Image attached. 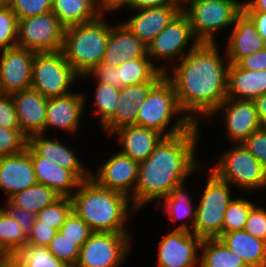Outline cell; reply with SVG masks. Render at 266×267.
<instances>
[{
    "mask_svg": "<svg viewBox=\"0 0 266 267\" xmlns=\"http://www.w3.org/2000/svg\"><path fill=\"white\" fill-rule=\"evenodd\" d=\"M132 0H96V9L100 16L105 11H114L122 6H126L131 10Z\"/></svg>",
    "mask_w": 266,
    "mask_h": 267,
    "instance_id": "obj_51",
    "label": "cell"
},
{
    "mask_svg": "<svg viewBox=\"0 0 266 267\" xmlns=\"http://www.w3.org/2000/svg\"><path fill=\"white\" fill-rule=\"evenodd\" d=\"M181 11V5L141 9L123 24L148 45Z\"/></svg>",
    "mask_w": 266,
    "mask_h": 267,
    "instance_id": "obj_19",
    "label": "cell"
},
{
    "mask_svg": "<svg viewBox=\"0 0 266 267\" xmlns=\"http://www.w3.org/2000/svg\"><path fill=\"white\" fill-rule=\"evenodd\" d=\"M8 3V0H0V6L5 5Z\"/></svg>",
    "mask_w": 266,
    "mask_h": 267,
    "instance_id": "obj_58",
    "label": "cell"
},
{
    "mask_svg": "<svg viewBox=\"0 0 266 267\" xmlns=\"http://www.w3.org/2000/svg\"><path fill=\"white\" fill-rule=\"evenodd\" d=\"M18 19L11 8L0 6V50L17 46Z\"/></svg>",
    "mask_w": 266,
    "mask_h": 267,
    "instance_id": "obj_40",
    "label": "cell"
},
{
    "mask_svg": "<svg viewBox=\"0 0 266 267\" xmlns=\"http://www.w3.org/2000/svg\"><path fill=\"white\" fill-rule=\"evenodd\" d=\"M166 5H180L175 0H132L131 10L163 7Z\"/></svg>",
    "mask_w": 266,
    "mask_h": 267,
    "instance_id": "obj_52",
    "label": "cell"
},
{
    "mask_svg": "<svg viewBox=\"0 0 266 267\" xmlns=\"http://www.w3.org/2000/svg\"><path fill=\"white\" fill-rule=\"evenodd\" d=\"M83 95L82 93L71 92L65 96L48 98L44 132L48 127H55L76 133L85 105Z\"/></svg>",
    "mask_w": 266,
    "mask_h": 267,
    "instance_id": "obj_21",
    "label": "cell"
},
{
    "mask_svg": "<svg viewBox=\"0 0 266 267\" xmlns=\"http://www.w3.org/2000/svg\"><path fill=\"white\" fill-rule=\"evenodd\" d=\"M185 189V184L176 186L168 196L164 197L165 213H168L171 220H183L182 218H190L192 226L196 221V208L193 209L191 199Z\"/></svg>",
    "mask_w": 266,
    "mask_h": 267,
    "instance_id": "obj_34",
    "label": "cell"
},
{
    "mask_svg": "<svg viewBox=\"0 0 266 267\" xmlns=\"http://www.w3.org/2000/svg\"><path fill=\"white\" fill-rule=\"evenodd\" d=\"M198 126L193 124L187 131L163 137L149 157L139 163L133 193L135 211L148 202L168 196L198 169L195 159Z\"/></svg>",
    "mask_w": 266,
    "mask_h": 267,
    "instance_id": "obj_2",
    "label": "cell"
},
{
    "mask_svg": "<svg viewBox=\"0 0 266 267\" xmlns=\"http://www.w3.org/2000/svg\"><path fill=\"white\" fill-rule=\"evenodd\" d=\"M263 50H266V39H263Z\"/></svg>",
    "mask_w": 266,
    "mask_h": 267,
    "instance_id": "obj_59",
    "label": "cell"
},
{
    "mask_svg": "<svg viewBox=\"0 0 266 267\" xmlns=\"http://www.w3.org/2000/svg\"><path fill=\"white\" fill-rule=\"evenodd\" d=\"M224 108V119L230 140L242 143L254 131L261 128L253 100L226 98L209 117Z\"/></svg>",
    "mask_w": 266,
    "mask_h": 267,
    "instance_id": "obj_18",
    "label": "cell"
},
{
    "mask_svg": "<svg viewBox=\"0 0 266 267\" xmlns=\"http://www.w3.org/2000/svg\"><path fill=\"white\" fill-rule=\"evenodd\" d=\"M94 103L96 113L100 115L101 124L104 125L115 113L119 88L110 84L97 82Z\"/></svg>",
    "mask_w": 266,
    "mask_h": 267,
    "instance_id": "obj_37",
    "label": "cell"
},
{
    "mask_svg": "<svg viewBox=\"0 0 266 267\" xmlns=\"http://www.w3.org/2000/svg\"><path fill=\"white\" fill-rule=\"evenodd\" d=\"M237 65L243 70L256 71L266 69V50L243 57Z\"/></svg>",
    "mask_w": 266,
    "mask_h": 267,
    "instance_id": "obj_50",
    "label": "cell"
},
{
    "mask_svg": "<svg viewBox=\"0 0 266 267\" xmlns=\"http://www.w3.org/2000/svg\"><path fill=\"white\" fill-rule=\"evenodd\" d=\"M255 206L249 211L244 230L252 236L266 241V209Z\"/></svg>",
    "mask_w": 266,
    "mask_h": 267,
    "instance_id": "obj_45",
    "label": "cell"
},
{
    "mask_svg": "<svg viewBox=\"0 0 266 267\" xmlns=\"http://www.w3.org/2000/svg\"><path fill=\"white\" fill-rule=\"evenodd\" d=\"M72 211V200L70 197H60L54 203L46 206L36 214L35 221H41V224L50 225L57 231L64 224L67 216Z\"/></svg>",
    "mask_w": 266,
    "mask_h": 267,
    "instance_id": "obj_39",
    "label": "cell"
},
{
    "mask_svg": "<svg viewBox=\"0 0 266 267\" xmlns=\"http://www.w3.org/2000/svg\"><path fill=\"white\" fill-rule=\"evenodd\" d=\"M149 58L147 45L139 40L123 23L111 26L103 62L118 67L124 61Z\"/></svg>",
    "mask_w": 266,
    "mask_h": 267,
    "instance_id": "obj_23",
    "label": "cell"
},
{
    "mask_svg": "<svg viewBox=\"0 0 266 267\" xmlns=\"http://www.w3.org/2000/svg\"><path fill=\"white\" fill-rule=\"evenodd\" d=\"M266 93V69L249 71L237 64H230L228 70L227 98L254 100Z\"/></svg>",
    "mask_w": 266,
    "mask_h": 267,
    "instance_id": "obj_27",
    "label": "cell"
},
{
    "mask_svg": "<svg viewBox=\"0 0 266 267\" xmlns=\"http://www.w3.org/2000/svg\"><path fill=\"white\" fill-rule=\"evenodd\" d=\"M22 134L28 139L44 135L48 98L32 88L11 94Z\"/></svg>",
    "mask_w": 266,
    "mask_h": 267,
    "instance_id": "obj_17",
    "label": "cell"
},
{
    "mask_svg": "<svg viewBox=\"0 0 266 267\" xmlns=\"http://www.w3.org/2000/svg\"><path fill=\"white\" fill-rule=\"evenodd\" d=\"M138 167V162L117 152L107 161H104L97 176L91 174V178L99 186L122 193L130 198L131 209L133 208V193L138 179Z\"/></svg>",
    "mask_w": 266,
    "mask_h": 267,
    "instance_id": "obj_15",
    "label": "cell"
},
{
    "mask_svg": "<svg viewBox=\"0 0 266 267\" xmlns=\"http://www.w3.org/2000/svg\"><path fill=\"white\" fill-rule=\"evenodd\" d=\"M243 11H261L266 12V0H251L242 2Z\"/></svg>",
    "mask_w": 266,
    "mask_h": 267,
    "instance_id": "obj_55",
    "label": "cell"
},
{
    "mask_svg": "<svg viewBox=\"0 0 266 267\" xmlns=\"http://www.w3.org/2000/svg\"><path fill=\"white\" fill-rule=\"evenodd\" d=\"M218 239L240 256L248 267H266V241L245 230L223 233Z\"/></svg>",
    "mask_w": 266,
    "mask_h": 267,
    "instance_id": "obj_28",
    "label": "cell"
},
{
    "mask_svg": "<svg viewBox=\"0 0 266 267\" xmlns=\"http://www.w3.org/2000/svg\"><path fill=\"white\" fill-rule=\"evenodd\" d=\"M6 203L7 204L5 209L7 210V212H9L11 216L18 221L21 228L28 235L31 232L32 226L35 223L36 214L29 212L28 210H25L23 208L17 207L16 205H13L9 200H7Z\"/></svg>",
    "mask_w": 266,
    "mask_h": 267,
    "instance_id": "obj_49",
    "label": "cell"
},
{
    "mask_svg": "<svg viewBox=\"0 0 266 267\" xmlns=\"http://www.w3.org/2000/svg\"><path fill=\"white\" fill-rule=\"evenodd\" d=\"M242 144L266 170V129L261 127L254 131Z\"/></svg>",
    "mask_w": 266,
    "mask_h": 267,
    "instance_id": "obj_44",
    "label": "cell"
},
{
    "mask_svg": "<svg viewBox=\"0 0 266 267\" xmlns=\"http://www.w3.org/2000/svg\"><path fill=\"white\" fill-rule=\"evenodd\" d=\"M254 22L258 35L266 39V12L261 11H244Z\"/></svg>",
    "mask_w": 266,
    "mask_h": 267,
    "instance_id": "obj_53",
    "label": "cell"
},
{
    "mask_svg": "<svg viewBox=\"0 0 266 267\" xmlns=\"http://www.w3.org/2000/svg\"><path fill=\"white\" fill-rule=\"evenodd\" d=\"M35 52L19 46L7 48L0 57V92L12 94L31 87Z\"/></svg>",
    "mask_w": 266,
    "mask_h": 267,
    "instance_id": "obj_14",
    "label": "cell"
},
{
    "mask_svg": "<svg viewBox=\"0 0 266 267\" xmlns=\"http://www.w3.org/2000/svg\"><path fill=\"white\" fill-rule=\"evenodd\" d=\"M216 47V42L194 41L180 64L173 67V77L165 72L173 84L180 109L193 124L199 123L198 116H210L227 98L230 63L224 65Z\"/></svg>",
    "mask_w": 266,
    "mask_h": 267,
    "instance_id": "obj_1",
    "label": "cell"
},
{
    "mask_svg": "<svg viewBox=\"0 0 266 267\" xmlns=\"http://www.w3.org/2000/svg\"><path fill=\"white\" fill-rule=\"evenodd\" d=\"M258 119L262 128L266 129V93L260 95L254 100Z\"/></svg>",
    "mask_w": 266,
    "mask_h": 267,
    "instance_id": "obj_54",
    "label": "cell"
},
{
    "mask_svg": "<svg viewBox=\"0 0 266 267\" xmlns=\"http://www.w3.org/2000/svg\"><path fill=\"white\" fill-rule=\"evenodd\" d=\"M90 75L95 76L97 82L110 84L118 88L117 67L112 66L111 64L102 61L89 70L88 73L80 77L85 78Z\"/></svg>",
    "mask_w": 266,
    "mask_h": 267,
    "instance_id": "obj_48",
    "label": "cell"
},
{
    "mask_svg": "<svg viewBox=\"0 0 266 267\" xmlns=\"http://www.w3.org/2000/svg\"><path fill=\"white\" fill-rule=\"evenodd\" d=\"M64 30L52 11L18 19L17 46L35 53L61 51Z\"/></svg>",
    "mask_w": 266,
    "mask_h": 267,
    "instance_id": "obj_10",
    "label": "cell"
},
{
    "mask_svg": "<svg viewBox=\"0 0 266 267\" xmlns=\"http://www.w3.org/2000/svg\"><path fill=\"white\" fill-rule=\"evenodd\" d=\"M218 162L211 172L219 179L247 191L266 187V170L242 143L220 155Z\"/></svg>",
    "mask_w": 266,
    "mask_h": 267,
    "instance_id": "obj_9",
    "label": "cell"
},
{
    "mask_svg": "<svg viewBox=\"0 0 266 267\" xmlns=\"http://www.w3.org/2000/svg\"><path fill=\"white\" fill-rule=\"evenodd\" d=\"M131 239L129 233L93 232L81 246L75 267H119Z\"/></svg>",
    "mask_w": 266,
    "mask_h": 267,
    "instance_id": "obj_11",
    "label": "cell"
},
{
    "mask_svg": "<svg viewBox=\"0 0 266 267\" xmlns=\"http://www.w3.org/2000/svg\"><path fill=\"white\" fill-rule=\"evenodd\" d=\"M0 267H19L12 257H4L0 259Z\"/></svg>",
    "mask_w": 266,
    "mask_h": 267,
    "instance_id": "obj_56",
    "label": "cell"
},
{
    "mask_svg": "<svg viewBox=\"0 0 266 267\" xmlns=\"http://www.w3.org/2000/svg\"><path fill=\"white\" fill-rule=\"evenodd\" d=\"M19 267H71L56 259L48 247L26 245L12 257Z\"/></svg>",
    "mask_w": 266,
    "mask_h": 267,
    "instance_id": "obj_35",
    "label": "cell"
},
{
    "mask_svg": "<svg viewBox=\"0 0 266 267\" xmlns=\"http://www.w3.org/2000/svg\"><path fill=\"white\" fill-rule=\"evenodd\" d=\"M30 156L37 182L48 186L61 197H71V189H77L81 181L70 170L37 156L31 149Z\"/></svg>",
    "mask_w": 266,
    "mask_h": 267,
    "instance_id": "obj_26",
    "label": "cell"
},
{
    "mask_svg": "<svg viewBox=\"0 0 266 267\" xmlns=\"http://www.w3.org/2000/svg\"><path fill=\"white\" fill-rule=\"evenodd\" d=\"M241 11L242 2L237 0H187L182 6L199 43H215L214 33L234 25Z\"/></svg>",
    "mask_w": 266,
    "mask_h": 267,
    "instance_id": "obj_6",
    "label": "cell"
},
{
    "mask_svg": "<svg viewBox=\"0 0 266 267\" xmlns=\"http://www.w3.org/2000/svg\"><path fill=\"white\" fill-rule=\"evenodd\" d=\"M136 125L156 130L164 137L187 131L193 122L187 116H180L170 130L169 122L173 115L182 114L173 84L164 76L148 93L147 98L138 105ZM164 132V133H163Z\"/></svg>",
    "mask_w": 266,
    "mask_h": 267,
    "instance_id": "obj_5",
    "label": "cell"
},
{
    "mask_svg": "<svg viewBox=\"0 0 266 267\" xmlns=\"http://www.w3.org/2000/svg\"><path fill=\"white\" fill-rule=\"evenodd\" d=\"M203 239L185 222L159 241L158 267H196ZM197 264V265H196Z\"/></svg>",
    "mask_w": 266,
    "mask_h": 267,
    "instance_id": "obj_12",
    "label": "cell"
},
{
    "mask_svg": "<svg viewBox=\"0 0 266 267\" xmlns=\"http://www.w3.org/2000/svg\"><path fill=\"white\" fill-rule=\"evenodd\" d=\"M178 4L183 6L187 0H175Z\"/></svg>",
    "mask_w": 266,
    "mask_h": 267,
    "instance_id": "obj_57",
    "label": "cell"
},
{
    "mask_svg": "<svg viewBox=\"0 0 266 267\" xmlns=\"http://www.w3.org/2000/svg\"><path fill=\"white\" fill-rule=\"evenodd\" d=\"M7 5L15 13L17 19L52 11V0H8Z\"/></svg>",
    "mask_w": 266,
    "mask_h": 267,
    "instance_id": "obj_41",
    "label": "cell"
},
{
    "mask_svg": "<svg viewBox=\"0 0 266 267\" xmlns=\"http://www.w3.org/2000/svg\"><path fill=\"white\" fill-rule=\"evenodd\" d=\"M200 267H248L244 260L227 248L218 238L203 239Z\"/></svg>",
    "mask_w": 266,
    "mask_h": 267,
    "instance_id": "obj_32",
    "label": "cell"
},
{
    "mask_svg": "<svg viewBox=\"0 0 266 267\" xmlns=\"http://www.w3.org/2000/svg\"><path fill=\"white\" fill-rule=\"evenodd\" d=\"M77 77L80 78L66 61L62 51L35 53L30 88L46 98L70 94L68 89Z\"/></svg>",
    "mask_w": 266,
    "mask_h": 267,
    "instance_id": "obj_7",
    "label": "cell"
},
{
    "mask_svg": "<svg viewBox=\"0 0 266 267\" xmlns=\"http://www.w3.org/2000/svg\"><path fill=\"white\" fill-rule=\"evenodd\" d=\"M0 126L5 129H20L11 94H0Z\"/></svg>",
    "mask_w": 266,
    "mask_h": 267,
    "instance_id": "obj_46",
    "label": "cell"
},
{
    "mask_svg": "<svg viewBox=\"0 0 266 267\" xmlns=\"http://www.w3.org/2000/svg\"><path fill=\"white\" fill-rule=\"evenodd\" d=\"M194 37L189 19L181 11L148 45L147 56L154 63L156 59H182L183 52ZM173 57V58H172ZM154 59V60H153Z\"/></svg>",
    "mask_w": 266,
    "mask_h": 267,
    "instance_id": "obj_13",
    "label": "cell"
},
{
    "mask_svg": "<svg viewBox=\"0 0 266 267\" xmlns=\"http://www.w3.org/2000/svg\"><path fill=\"white\" fill-rule=\"evenodd\" d=\"M227 45V61L237 64L243 57L263 49V39L251 18L242 10L235 18Z\"/></svg>",
    "mask_w": 266,
    "mask_h": 267,
    "instance_id": "obj_22",
    "label": "cell"
},
{
    "mask_svg": "<svg viewBox=\"0 0 266 267\" xmlns=\"http://www.w3.org/2000/svg\"><path fill=\"white\" fill-rule=\"evenodd\" d=\"M37 134L27 139V146L39 157H44L57 165L70 170L80 181L91 178L83 164L71 148L59 141L48 140Z\"/></svg>",
    "mask_w": 266,
    "mask_h": 267,
    "instance_id": "obj_24",
    "label": "cell"
},
{
    "mask_svg": "<svg viewBox=\"0 0 266 267\" xmlns=\"http://www.w3.org/2000/svg\"><path fill=\"white\" fill-rule=\"evenodd\" d=\"M52 12L66 28L95 20L96 0H52Z\"/></svg>",
    "mask_w": 266,
    "mask_h": 267,
    "instance_id": "obj_30",
    "label": "cell"
},
{
    "mask_svg": "<svg viewBox=\"0 0 266 267\" xmlns=\"http://www.w3.org/2000/svg\"><path fill=\"white\" fill-rule=\"evenodd\" d=\"M166 71L165 67H156L150 58L124 61L117 67L118 88L145 82H159Z\"/></svg>",
    "mask_w": 266,
    "mask_h": 267,
    "instance_id": "obj_29",
    "label": "cell"
},
{
    "mask_svg": "<svg viewBox=\"0 0 266 267\" xmlns=\"http://www.w3.org/2000/svg\"><path fill=\"white\" fill-rule=\"evenodd\" d=\"M208 182L199 205H196V221L192 232L202 239H215L222 234V224L226 208L231 202L230 186L209 172Z\"/></svg>",
    "mask_w": 266,
    "mask_h": 267,
    "instance_id": "obj_8",
    "label": "cell"
},
{
    "mask_svg": "<svg viewBox=\"0 0 266 267\" xmlns=\"http://www.w3.org/2000/svg\"><path fill=\"white\" fill-rule=\"evenodd\" d=\"M157 83L145 82L120 88L115 113L102 127L104 133L107 132L110 135L120 127L136 125L138 105L147 98L148 93Z\"/></svg>",
    "mask_w": 266,
    "mask_h": 267,
    "instance_id": "obj_20",
    "label": "cell"
},
{
    "mask_svg": "<svg viewBox=\"0 0 266 267\" xmlns=\"http://www.w3.org/2000/svg\"><path fill=\"white\" fill-rule=\"evenodd\" d=\"M61 232L66 238L80 239V246L93 233L90 226L87 225L73 210L67 216L64 224L60 227Z\"/></svg>",
    "mask_w": 266,
    "mask_h": 267,
    "instance_id": "obj_43",
    "label": "cell"
},
{
    "mask_svg": "<svg viewBox=\"0 0 266 267\" xmlns=\"http://www.w3.org/2000/svg\"><path fill=\"white\" fill-rule=\"evenodd\" d=\"M57 230L50 225L35 221L31 232L28 234L27 245L48 247Z\"/></svg>",
    "mask_w": 266,
    "mask_h": 267,
    "instance_id": "obj_47",
    "label": "cell"
},
{
    "mask_svg": "<svg viewBox=\"0 0 266 267\" xmlns=\"http://www.w3.org/2000/svg\"><path fill=\"white\" fill-rule=\"evenodd\" d=\"M28 235L5 208H0V253L13 257L27 245Z\"/></svg>",
    "mask_w": 266,
    "mask_h": 267,
    "instance_id": "obj_31",
    "label": "cell"
},
{
    "mask_svg": "<svg viewBox=\"0 0 266 267\" xmlns=\"http://www.w3.org/2000/svg\"><path fill=\"white\" fill-rule=\"evenodd\" d=\"M61 196L44 184H35L11 196L8 200L17 207L37 214Z\"/></svg>",
    "mask_w": 266,
    "mask_h": 267,
    "instance_id": "obj_33",
    "label": "cell"
},
{
    "mask_svg": "<svg viewBox=\"0 0 266 267\" xmlns=\"http://www.w3.org/2000/svg\"><path fill=\"white\" fill-rule=\"evenodd\" d=\"M27 146V138L20 129H5L0 126V157L22 152Z\"/></svg>",
    "mask_w": 266,
    "mask_h": 267,
    "instance_id": "obj_42",
    "label": "cell"
},
{
    "mask_svg": "<svg viewBox=\"0 0 266 267\" xmlns=\"http://www.w3.org/2000/svg\"><path fill=\"white\" fill-rule=\"evenodd\" d=\"M102 16L95 20L66 27L62 52L71 68L82 76L104 59L111 26Z\"/></svg>",
    "mask_w": 266,
    "mask_h": 267,
    "instance_id": "obj_4",
    "label": "cell"
},
{
    "mask_svg": "<svg viewBox=\"0 0 266 267\" xmlns=\"http://www.w3.org/2000/svg\"><path fill=\"white\" fill-rule=\"evenodd\" d=\"M48 249L56 259L75 267L81 249L80 239L66 238L61 232L57 231Z\"/></svg>",
    "mask_w": 266,
    "mask_h": 267,
    "instance_id": "obj_38",
    "label": "cell"
},
{
    "mask_svg": "<svg viewBox=\"0 0 266 267\" xmlns=\"http://www.w3.org/2000/svg\"><path fill=\"white\" fill-rule=\"evenodd\" d=\"M77 189L70 197L72 210L93 232L128 233L125 222L135 210L129 209L130 198L99 186L92 178L81 181Z\"/></svg>",
    "mask_w": 266,
    "mask_h": 267,
    "instance_id": "obj_3",
    "label": "cell"
},
{
    "mask_svg": "<svg viewBox=\"0 0 266 267\" xmlns=\"http://www.w3.org/2000/svg\"><path fill=\"white\" fill-rule=\"evenodd\" d=\"M111 134H118V140L123 147L119 152L138 163L147 159L164 137L156 130L138 125H126Z\"/></svg>",
    "mask_w": 266,
    "mask_h": 267,
    "instance_id": "obj_25",
    "label": "cell"
},
{
    "mask_svg": "<svg viewBox=\"0 0 266 267\" xmlns=\"http://www.w3.org/2000/svg\"><path fill=\"white\" fill-rule=\"evenodd\" d=\"M254 206L250 200L243 198L232 199L226 208L222 234L232 231L244 230L250 209Z\"/></svg>",
    "mask_w": 266,
    "mask_h": 267,
    "instance_id": "obj_36",
    "label": "cell"
},
{
    "mask_svg": "<svg viewBox=\"0 0 266 267\" xmlns=\"http://www.w3.org/2000/svg\"><path fill=\"white\" fill-rule=\"evenodd\" d=\"M37 183L28 146L18 154L0 157V189L7 200Z\"/></svg>",
    "mask_w": 266,
    "mask_h": 267,
    "instance_id": "obj_16",
    "label": "cell"
}]
</instances>
